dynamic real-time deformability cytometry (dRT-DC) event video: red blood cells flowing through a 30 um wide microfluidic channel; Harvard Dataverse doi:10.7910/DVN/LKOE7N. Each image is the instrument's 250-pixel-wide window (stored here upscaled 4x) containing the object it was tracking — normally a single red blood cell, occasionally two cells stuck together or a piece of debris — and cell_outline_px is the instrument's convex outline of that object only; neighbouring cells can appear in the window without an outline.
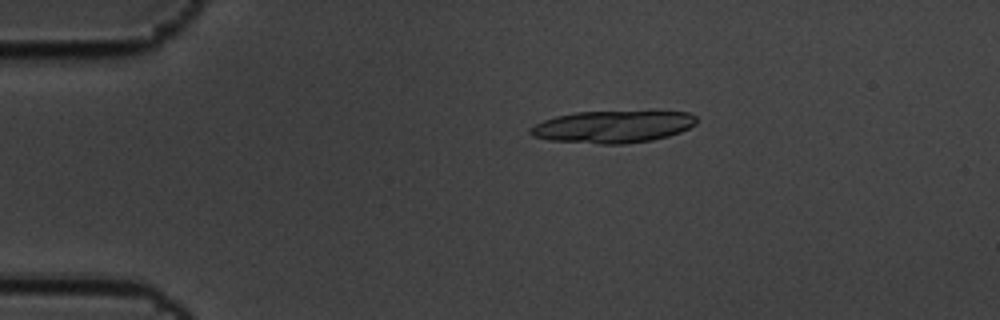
{"species": "common noctule bat (a hibernating species)", "species_latin": "Nyctalus noctula", "temperature_condition": "cold", "stored_images_in_passage": 27, "camera_frame_rate_fps": 3000, "um_per_image_px": 0.085, "animal": {"sex": "male", "body_mass_g": 19.5, "forearm_length_mm": 54.6}, "frame": {"image": 1, "passage_image": 12, "time_ms": 3.667, "image_size_px": [1000, 320], "cell_outline_px": [[696, 124], [680, 132], [668, 136], [652, 140], [624, 144], [600, 144], [548, 140], [532, 136], [528, 132], [528, 128], [544, 120], [556, 116], [576, 112], [688, 112], [696, 116]], "centroid_in_image_um": [52.05, 10.78], "position_along_channel_um": 32.9, "area_um2": 30.98}}